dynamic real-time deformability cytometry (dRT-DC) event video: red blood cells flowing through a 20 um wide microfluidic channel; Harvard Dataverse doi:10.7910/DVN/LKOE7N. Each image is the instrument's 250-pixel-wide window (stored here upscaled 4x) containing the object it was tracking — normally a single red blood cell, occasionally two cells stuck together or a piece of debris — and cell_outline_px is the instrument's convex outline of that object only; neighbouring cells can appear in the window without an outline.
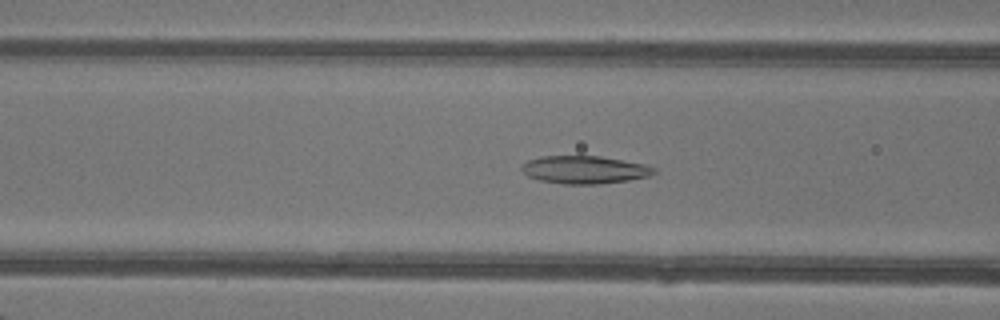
{"species": "common noctule bat (a hibernating species)", "species_latin": "Nyctalus noctula", "temperature_condition": "warm", "stored_images_in_passage": 34, "camera_frame_rate_fps": 3000, "um_per_image_px": 0.085, "animal": {"sex": "female"}, "frame": {"image": 1, "passage_image": 14, "time_ms": 4.333, "image_size_px": [1000, 320], "cell_outline_px": [[656, 172], [648, 176], [628, 180], [596, 184], [564, 184], [540, 180], [528, 176], [520, 168], [520, 164], [528, 160], [540, 156], [600, 156], [644, 164], [656, 168]], "centroid_in_image_um": [49.65, 14.42], "position_along_channel_um": 116.9, "area_um2": 21.39}}
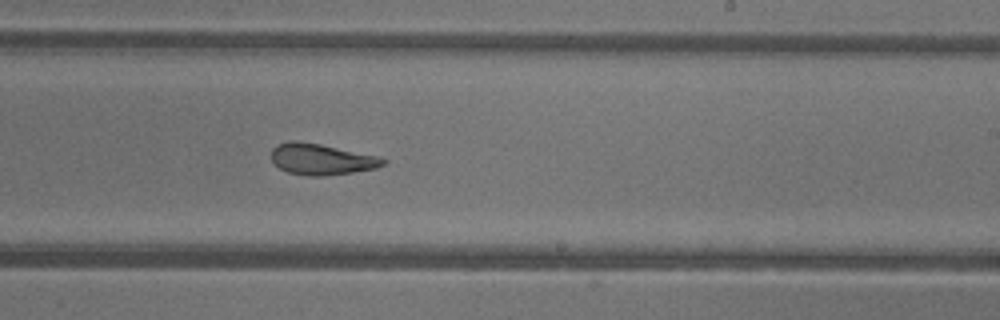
{"frame": {"image": 2, "passage_image": 24, "time_ms": 7.667, "image_size_px": [1000, 320], "cell_outline_px": [[388, 160], [384, 164], [376, 168], [352, 172], [324, 176], [308, 176], [288, 172], [272, 164], [272, 148], [276, 144], [288, 140], [296, 140], [320, 144], [380, 156]], "centroid_in_image_um": [27.3, 13.52], "position_along_channel_um": 261.7, "area_um2": 20.46}}
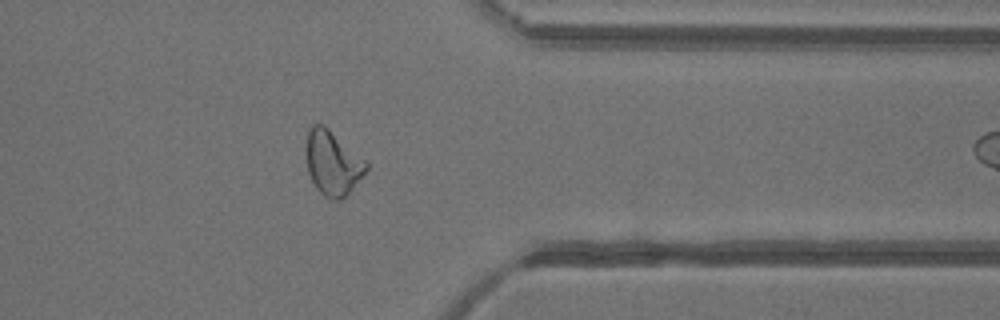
{"frame": {"image": 3, "passage_image": 33, "time_ms": 10.667, "image_size_px": [1000, 320], "cell_outline_px": [[368, 168], [352, 188], [340, 200], [332, 200], [324, 196], [316, 188], [308, 172], [308, 132], [312, 124], [324, 124], [364, 160], [368, 164]], "centroid_in_image_um": [28.27, 13.86], "position_along_channel_um": 383.1, "area_um2": 21.73}}